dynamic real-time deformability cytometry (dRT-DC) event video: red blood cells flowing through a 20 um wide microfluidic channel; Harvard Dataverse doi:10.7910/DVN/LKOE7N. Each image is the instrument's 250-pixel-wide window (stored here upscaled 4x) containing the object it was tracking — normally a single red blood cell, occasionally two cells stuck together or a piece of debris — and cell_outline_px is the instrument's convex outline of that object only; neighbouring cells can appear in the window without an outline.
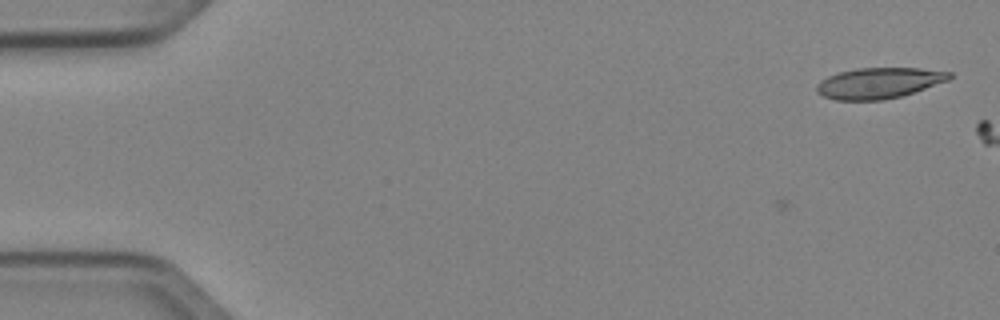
{"species": "Egyptian fruit bat (a non-hibernating species)", "species_latin": "Rousettus aegyptiacus", "temperature_condition": "cold", "stored_images_in_passage": 2, "camera_frame_rate_fps": 3000, "um_per_image_px": 0.085, "animal": {"sex": "female"}, "frame": {"image": 1, "passage_image": 2, "time_ms": 0.333, "image_size_px": [1000, 320], "cell_outline_px": [[952, 76], [948, 80], [900, 96], [880, 100], [836, 100], [824, 96], [816, 92], [816, 84], [820, 80], [828, 76], [840, 72], [856, 68], [920, 68], [952, 72]], "centroid_in_image_um": [74.67, 7.05], "position_along_channel_um": 10.3, "area_um2": 23.64}}